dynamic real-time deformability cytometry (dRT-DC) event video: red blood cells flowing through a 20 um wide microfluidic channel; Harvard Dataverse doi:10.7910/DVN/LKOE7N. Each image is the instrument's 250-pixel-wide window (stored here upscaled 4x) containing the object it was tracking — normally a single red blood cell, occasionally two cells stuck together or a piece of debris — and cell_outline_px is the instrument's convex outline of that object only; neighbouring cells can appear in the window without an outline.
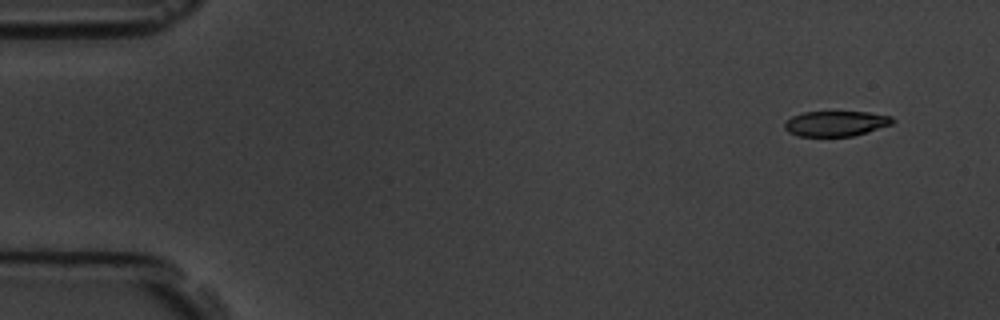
{"species": "common noctule bat (a hibernating species)", "species_latin": "Nyctalus noctula", "temperature_condition": "room temperature", "stored_images_in_passage": 5, "camera_frame_rate_fps": 3000, "um_per_image_px": 0.085, "animal": {"sex": "male", "body_mass_g": 19.5, "forearm_length_mm": 54.6}, "frame": {"image": 1, "passage_image": 1, "time_ms": 0.0, "image_size_px": [1000, 320], "cell_outline_px": [[896, 120], [892, 124], [852, 136], [800, 136], [788, 132], [784, 128], [784, 124], [792, 116], [804, 112], [868, 112], [892, 116]], "centroid_in_image_um": [71.06, 10.49], "position_along_channel_um": 13.9, "area_um2": 15.78}}
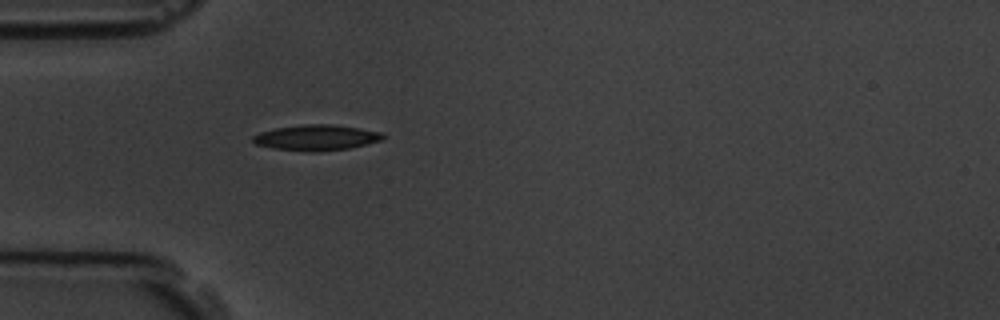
{"frame": {"image": 2, "passage_image": 5, "time_ms": 4.333, "image_size_px": [1000, 320], "cell_outline_px": [[384, 140], [368, 144], [348, 148], [316, 152], [308, 152], [272, 148], [256, 144], [252, 140], [252, 136], [260, 132], [276, 128], [304, 124], [332, 124], [360, 128], [380, 132], [384, 136]], "centroid_in_image_um": [26.89, 11.7], "position_along_channel_um": 58.1, "area_um2": 19.48}}